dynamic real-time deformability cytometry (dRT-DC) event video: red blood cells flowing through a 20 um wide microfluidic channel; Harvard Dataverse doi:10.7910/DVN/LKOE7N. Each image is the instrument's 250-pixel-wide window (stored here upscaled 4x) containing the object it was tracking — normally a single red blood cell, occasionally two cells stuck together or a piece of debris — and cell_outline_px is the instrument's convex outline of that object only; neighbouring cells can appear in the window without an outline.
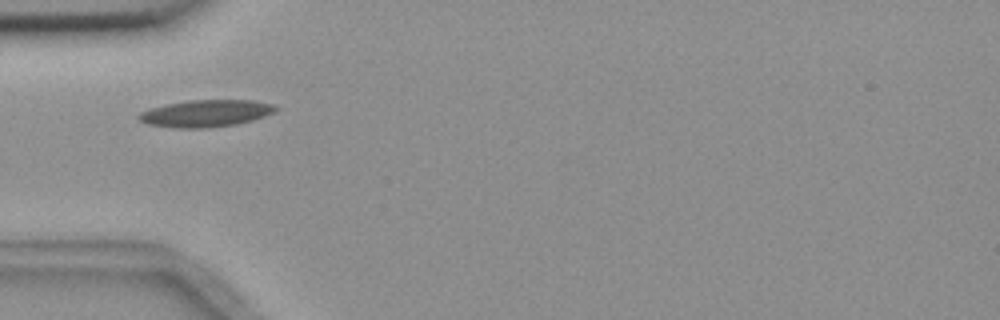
{"species": "common noctule bat (a hibernating species)", "species_latin": "Nyctalus noctula", "temperature_condition": "room temperature", "stored_images_in_passage": 4, "camera_frame_rate_fps": 3000, "um_per_image_px": 0.085, "animal": {"sex": "female", "body_mass_g": 18.4}, "frame": {"image": 1, "passage_image": 1, "time_ms": 0.0, "image_size_px": [1000, 320], "cell_outline_px": [[280, 108], [276, 112], [252, 120], [236, 124], [208, 128], [176, 128], [148, 124], [140, 120], [136, 116], [140, 112], [148, 108], [164, 104], [188, 100], [252, 100], [272, 104]], "centroid_in_image_um": [17.48, 9.63], "position_along_channel_um": 67.5, "area_um2": 21.73}}
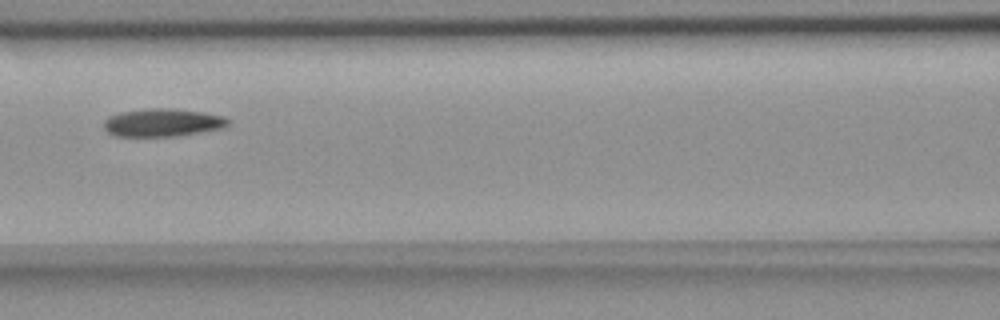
{"frame": {"image": 2, "passage_image": 3, "time_ms": 2.333, "image_size_px": [1000, 320], "cell_outline_px": [[232, 120], [224, 128], [176, 136], [112, 136], [104, 128], [104, 120], [108, 116], [120, 112], [148, 108], [168, 108], [204, 112], [224, 116]], "centroid_in_image_um": [13.82, 10.42], "position_along_channel_um": 152.8, "area_um2": 20.4}}
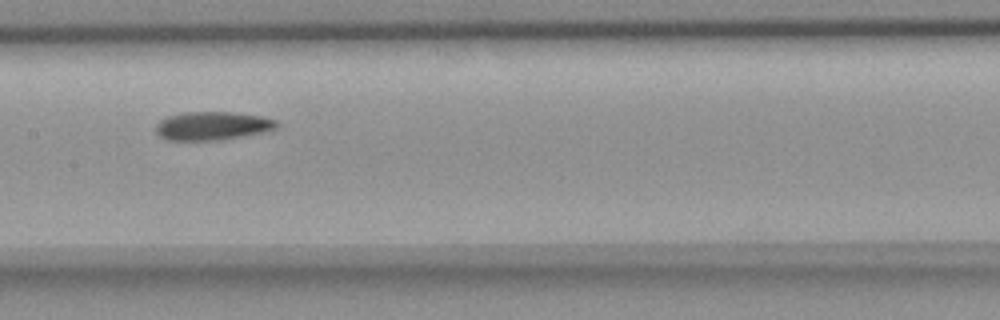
{"frame": {"image": 3, "passage_image": 4, "time_ms": 3.333, "image_size_px": [1000, 320], "cell_outline_px": [[280, 124], [276, 128], [264, 132], [244, 136], [220, 140], [168, 140], [160, 136], [156, 132], [156, 124], [160, 120], [168, 116], [184, 112], [232, 112], [260, 116], [276, 120]], "centroid_in_image_um": [18.06, 10.7], "position_along_channel_um": 189.3, "area_um2": 20.06}}